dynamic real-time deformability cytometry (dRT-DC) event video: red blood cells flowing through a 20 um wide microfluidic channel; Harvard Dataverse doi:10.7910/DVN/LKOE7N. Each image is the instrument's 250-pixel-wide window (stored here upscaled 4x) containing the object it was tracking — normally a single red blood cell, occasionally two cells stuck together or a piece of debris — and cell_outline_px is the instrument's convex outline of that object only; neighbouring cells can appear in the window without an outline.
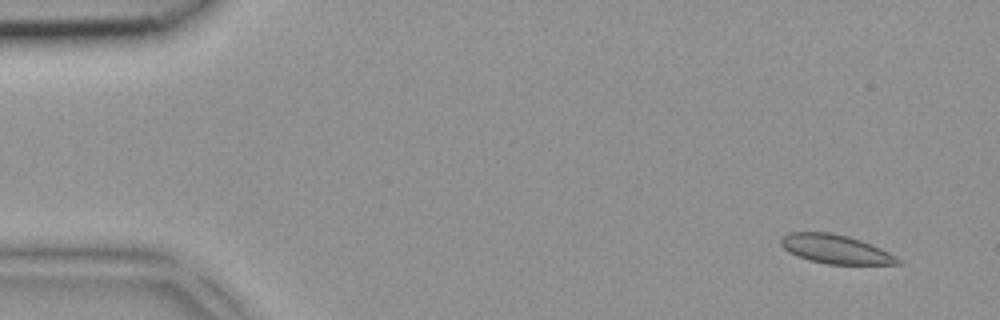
{"species": "common noctule bat (a hibernating species)", "species_latin": "Nyctalus noctula", "temperature_condition": "room temperature", "stored_images_in_passage": 4, "camera_frame_rate_fps": 3000, "um_per_image_px": 0.085, "animal": {"sex": "female", "body_mass_g": 18.4}, "frame": {"image": 1, "passage_image": 1, "time_ms": 0.0, "image_size_px": [1000, 320], "cell_outline_px": [[900, 264], [828, 264], [808, 260], [788, 252], [780, 244], [780, 240], [788, 232], [832, 232], [848, 236], [860, 240], [880, 248], [896, 256], [900, 260]], "centroid_in_image_um": [70.99, 21.17], "position_along_channel_um": 14.0, "area_um2": 19.59}}